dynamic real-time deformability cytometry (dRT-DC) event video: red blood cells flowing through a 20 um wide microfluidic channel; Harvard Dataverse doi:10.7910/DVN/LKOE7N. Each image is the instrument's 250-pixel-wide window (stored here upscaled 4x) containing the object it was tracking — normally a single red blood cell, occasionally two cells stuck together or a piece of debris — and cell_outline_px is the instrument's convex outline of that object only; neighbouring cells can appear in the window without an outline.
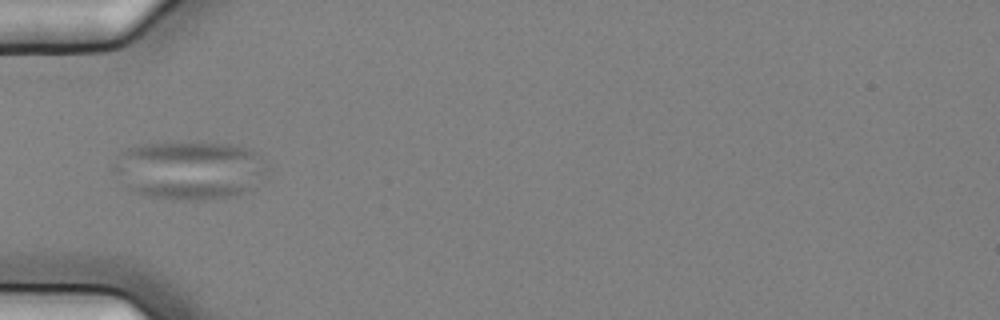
{"species": "common noctule bat (a hibernating species)", "species_latin": "Nyctalus noctula", "temperature_condition": "cold", "stored_images_in_passage": 13, "camera_frame_rate_fps": 3000, "um_per_image_px": 0.085, "animal": {"sex": "female", "body_mass_g": 25.1}, "frame": {"image": 1, "passage_image": 1, "time_ms": 0.0, "image_size_px": [1000, 320], "cell_outline_px": [[268, 168], [252, 188], [248, 192], [236, 196], [208, 200], [168, 200], [148, 196], [136, 192], [128, 188], [108, 168], [120, 152], [124, 148], [136, 144], [236, 144], [252, 148], [268, 164]], "centroid_in_image_um": [16.07, 14.48], "position_along_channel_um": 68.9, "area_um2": 53.06}}
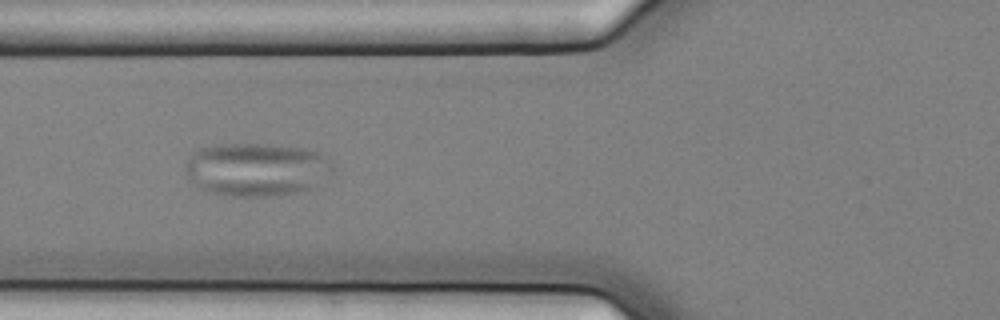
{"frame": {"image": 2, "passage_image": 4, "time_ms": 1.0, "image_size_px": [1000, 320], "cell_outline_px": [[332, 172], [308, 188], [296, 192], [280, 196], [232, 196], [212, 192], [200, 188], [192, 184], [188, 180], [184, 172], [188, 160], [192, 152], [200, 148], [216, 144], [280, 144], [304, 148], [324, 152], [332, 160]], "centroid_in_image_um": [21.8, 14.37], "position_along_channel_um": 104.0, "area_um2": 46.24}}